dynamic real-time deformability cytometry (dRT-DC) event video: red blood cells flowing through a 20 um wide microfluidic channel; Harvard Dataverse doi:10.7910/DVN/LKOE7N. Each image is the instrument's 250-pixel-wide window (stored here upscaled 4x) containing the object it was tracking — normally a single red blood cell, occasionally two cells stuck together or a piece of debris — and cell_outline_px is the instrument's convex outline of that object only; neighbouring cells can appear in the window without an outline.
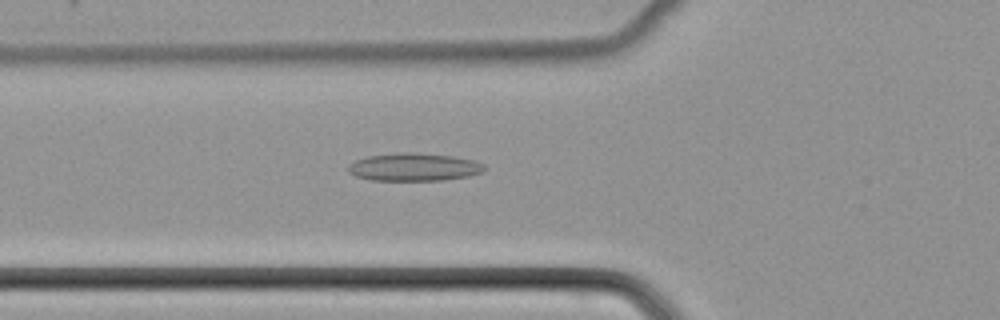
{"species": "common noctule bat (a hibernating species)", "species_latin": "Nyctalus noctula", "temperature_condition": "cold", "stored_images_in_passage": 49, "camera_frame_rate_fps": 3000, "um_per_image_px": 0.085, "animal": {"sex": "female", "body_mass_g": 22.7, "forearm_length_mm": 54.2}, "frame": {"image": 1, "passage_image": 17, "time_ms": 5.333, "image_size_px": [1000, 320], "cell_outline_px": [[484, 172], [468, 176], [444, 180], [372, 180], [356, 176], [348, 172], [348, 164], [356, 160], [368, 156], [400, 152], [412, 152], [452, 156], [476, 160], [484, 164]], "centroid_in_image_um": [35.2, 14.19], "position_along_channel_um": 90.6, "area_um2": 22.14}}
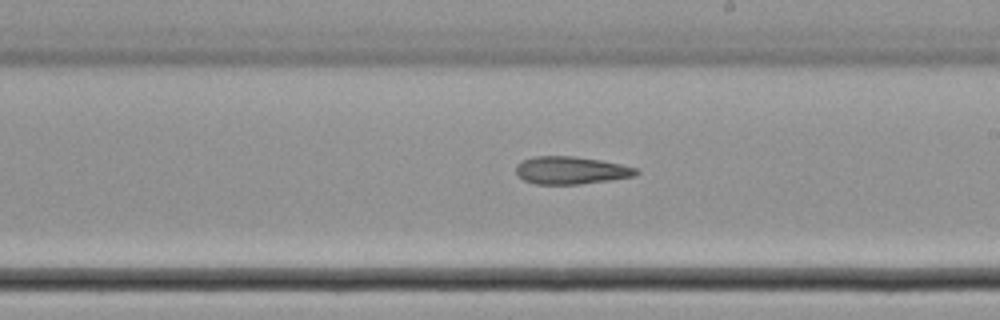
{"frame": {"image": 2, "passage_image": 28, "time_ms": 9.0, "image_size_px": [1000, 320], "cell_outline_px": [[640, 172], [636, 176], [580, 184], [536, 184], [524, 180], [516, 176], [516, 164], [532, 156], [576, 156], [600, 160], [620, 164], [636, 168]], "centroid_in_image_um": [48.51, 14.47], "position_along_channel_um": 240.5, "area_um2": 19.42}}
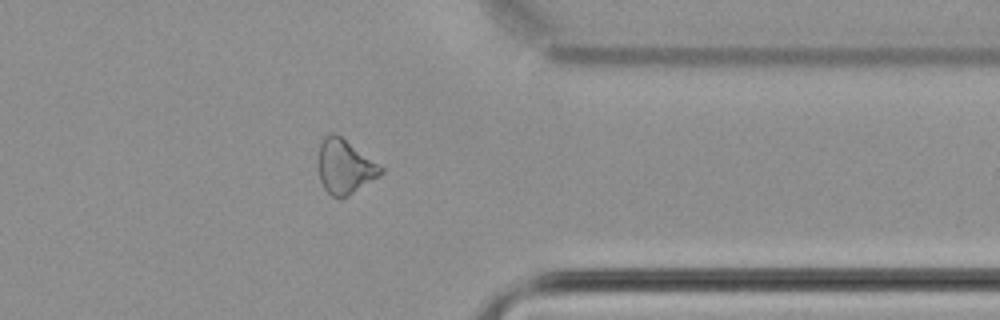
{"frame": {"image": 3, "passage_image": 39, "time_ms": 12.667, "image_size_px": [1000, 320], "cell_outline_px": [[384, 172], [380, 176], [348, 196], [340, 200], [332, 196], [324, 188], [320, 180], [316, 164], [316, 160], [320, 140], [328, 132], [336, 132], [384, 168]], "centroid_in_image_um": [29.26, 14.15], "position_along_channel_um": 382.1, "area_um2": 20.46}}